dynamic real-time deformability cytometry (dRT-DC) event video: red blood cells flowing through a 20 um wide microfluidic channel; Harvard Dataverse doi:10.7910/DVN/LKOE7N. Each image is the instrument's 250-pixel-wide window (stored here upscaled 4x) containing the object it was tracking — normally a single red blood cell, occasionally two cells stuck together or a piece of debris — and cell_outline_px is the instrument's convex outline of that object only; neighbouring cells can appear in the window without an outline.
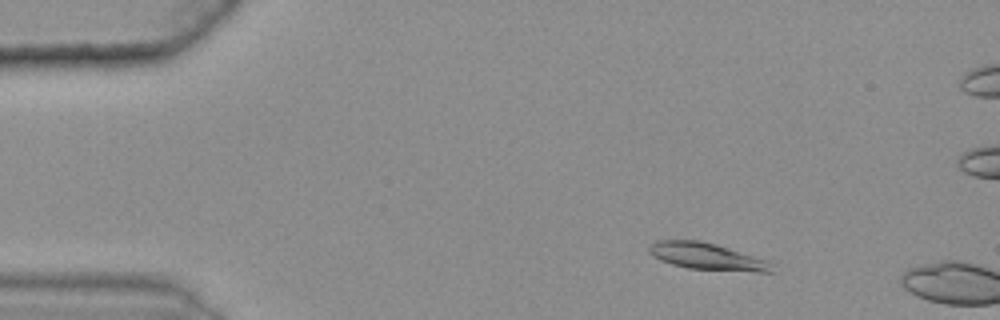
{"species": "common noctule bat (a hibernating species)", "species_latin": "Nyctalus noctula", "temperature_condition": "warm", "stored_images_in_passage": 10, "camera_frame_rate_fps": 3000, "um_per_image_px": 0.085, "animal": {"sex": "female", "body_mass_g": 25.1}, "frame": {"image": 1, "passage_image": 1, "time_ms": 0.0, "image_size_px": [1000, 320], "cell_outline_px": [[776, 272], [756, 272], [688, 268], [672, 264], [660, 260], [648, 252], [648, 248], [656, 240], [700, 240], [716, 244], [768, 260], [772, 264]], "centroid_in_image_um": [60.13, 21.8], "position_along_channel_um": 24.9, "area_um2": 19.25}}